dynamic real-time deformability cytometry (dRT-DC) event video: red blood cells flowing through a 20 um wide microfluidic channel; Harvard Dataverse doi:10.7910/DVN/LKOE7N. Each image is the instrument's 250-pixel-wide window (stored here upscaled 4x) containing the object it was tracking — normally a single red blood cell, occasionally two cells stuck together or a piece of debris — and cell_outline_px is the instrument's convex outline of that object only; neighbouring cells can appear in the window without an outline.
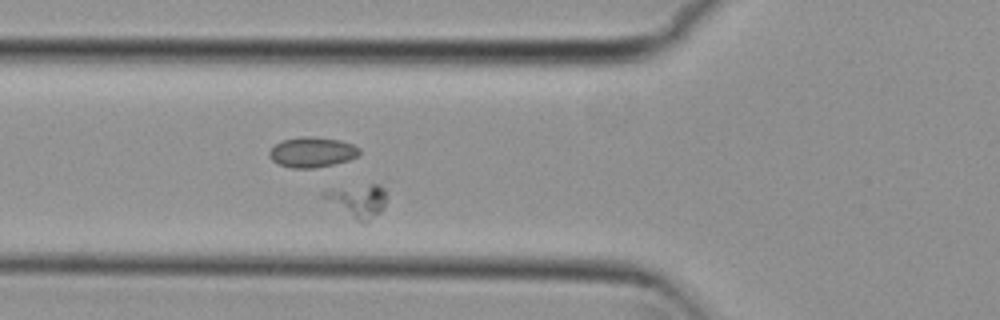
{"species": "common noctule bat (a hibernating species)", "species_latin": "Nyctalus noctula", "temperature_condition": "cold", "stored_images_in_passage": 58, "camera_frame_rate_fps": 3000, "um_per_image_px": 0.085, "animal": {"sex": "female", "body_mass_g": 29.2, "forearm_length_mm": 56.3}, "frame": {"image": 1, "passage_image": 21, "time_ms": 6.667, "image_size_px": [1000, 320], "cell_outline_px": [[388, 196], [384, 208], [380, 212], [364, 224], [356, 220], [320, 196], [320, 192], [372, 184], [380, 184], [384, 188]], "centroid_in_image_um": [30.48, 17.07], "position_along_channel_um": 95.3, "area_um2": 11.85}}
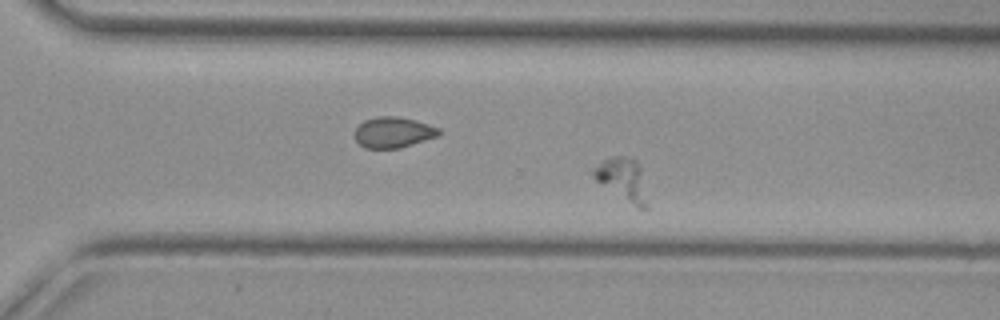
{"frame": {"image": 2, "passage_image": 40, "time_ms": 13.0, "image_size_px": [1000, 320], "cell_outline_px": [[648, 208], [636, 208], [596, 180], [592, 176], [588, 168], [612, 156], [632, 156], [636, 160], [640, 168], [648, 204]], "centroid_in_image_um": [52.88, 15.22], "position_along_channel_um": 317.7, "area_um2": 13.53}}
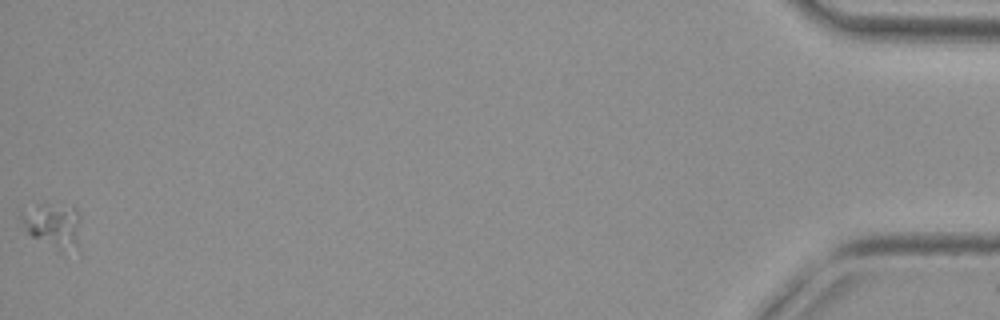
{"frame": {"image": 3, "passage_image": 58, "time_ms": 19.0, "image_size_px": [1000, 320], "cell_outline_px": [[80, 256], [60, 252], [32, 236], [28, 232], [20, 216], [20, 212], [44, 200], [72, 204], [76, 208], [80, 216]], "centroid_in_image_um": [4.64, 19.16], "position_along_channel_um": 430.6, "area_um2": 17.11}}